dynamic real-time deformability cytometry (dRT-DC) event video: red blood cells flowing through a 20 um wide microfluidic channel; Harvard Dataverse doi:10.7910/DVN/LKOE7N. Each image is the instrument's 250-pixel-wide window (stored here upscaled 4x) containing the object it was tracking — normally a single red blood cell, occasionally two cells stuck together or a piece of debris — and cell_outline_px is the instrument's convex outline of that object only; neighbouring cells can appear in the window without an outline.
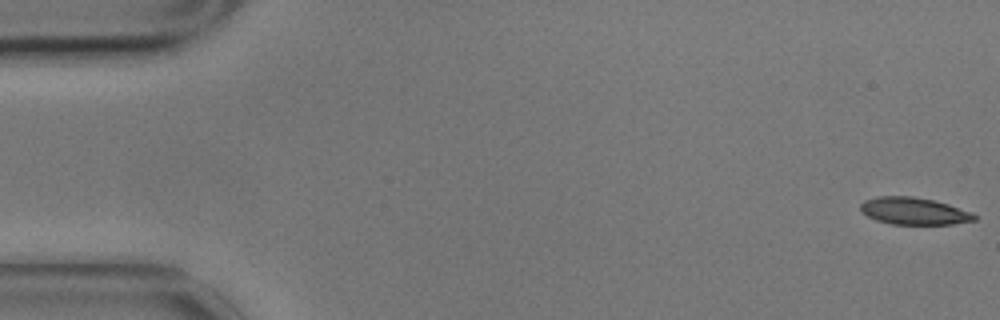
{"species": "common noctule bat (a hibernating species)", "species_latin": "Nyctalus noctula", "temperature_condition": "cold", "stored_images_in_passage": 57, "camera_frame_rate_fps": 3000, "um_per_image_px": 0.085, "animal": {"sex": "male", "body_mass_g": 17.9}, "frame": {"image": 1, "passage_image": 1, "time_ms": 0.0, "image_size_px": [1000, 320], "cell_outline_px": [[976, 220], [952, 224], [892, 224], [876, 220], [868, 216], [860, 208], [860, 204], [864, 200], [876, 196], [912, 196], [932, 200], [948, 204], [972, 212], [976, 216]], "centroid_in_image_um": [77.68, 17.93], "position_along_channel_um": 7.3, "area_um2": 17.92}}
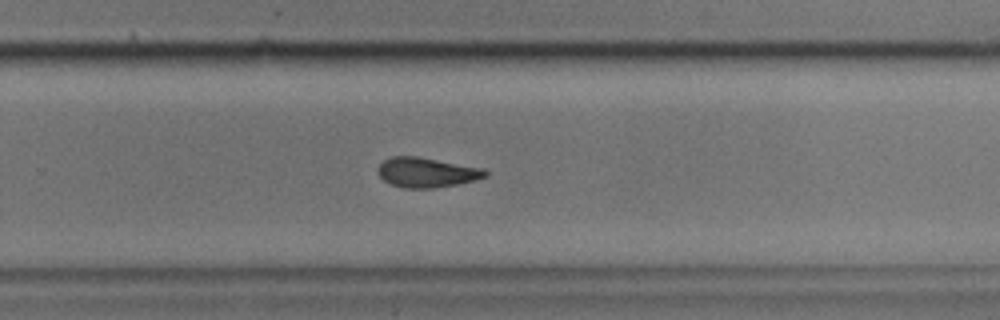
{"frame": {"image": 2, "passage_image": 37, "time_ms": 12.0, "image_size_px": [1000, 320], "cell_outline_px": [[488, 176], [476, 180], [456, 184], [432, 188], [404, 188], [392, 184], [384, 180], [380, 176], [380, 164], [384, 160], [392, 156], [416, 156], [484, 168], [488, 172]], "centroid_in_image_um": [36.31, 14.65], "position_along_channel_um": 293.5, "area_um2": 18.44}}
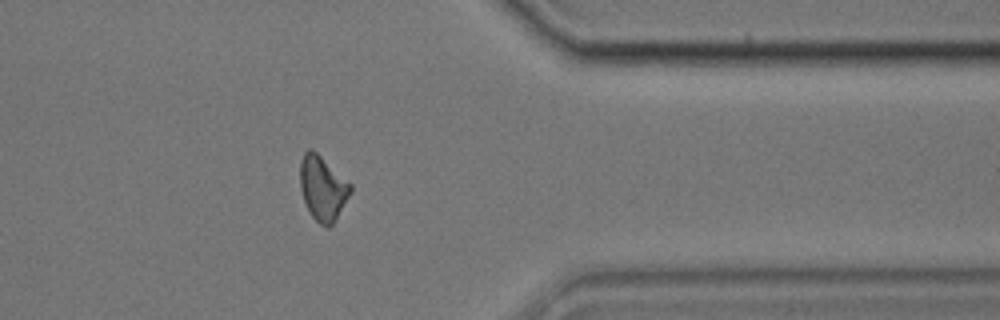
{"frame": {"image": 3, "passage_image": 46, "time_ms": 15.0, "image_size_px": [1000, 320], "cell_outline_px": [[352, 192], [332, 224], [328, 228], [320, 224], [312, 216], [304, 200], [300, 188], [300, 160], [304, 152], [308, 148], [312, 148], [352, 184]], "centroid_in_image_um": [27.43, 15.96], "position_along_channel_um": 384.0, "area_um2": 18.9}, "authors_computed_cell_mechanics": {"area_um2": 18.9006, "velocity_mm_per_s": 3.4788, "shape_relaxation_time_tau1_ms": 5.8234, "shape_relaxation_time_tau2_ms": 6.1635, "deformation_change_tau1": 0.1511, "deformation_change_tau2": 0.1471}}